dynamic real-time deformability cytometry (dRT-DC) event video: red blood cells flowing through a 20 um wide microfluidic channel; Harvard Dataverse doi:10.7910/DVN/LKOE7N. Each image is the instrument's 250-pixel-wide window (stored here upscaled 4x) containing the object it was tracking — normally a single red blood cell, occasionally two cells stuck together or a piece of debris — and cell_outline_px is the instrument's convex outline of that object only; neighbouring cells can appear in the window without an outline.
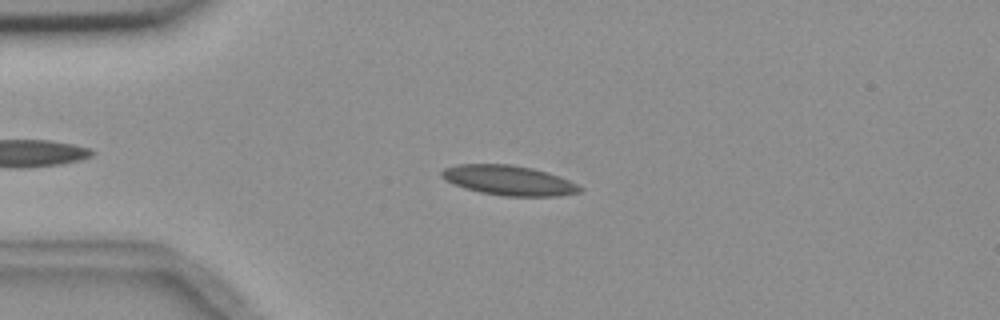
{"species": "common noctule bat (a hibernating species)", "species_latin": "Nyctalus noctula", "temperature_condition": "room temperature", "stored_images_in_passage": 5, "segment_of_instrument_passage": [1, 2], "camera_frame_rate_fps": 3000, "um_per_image_px": 0.085, "animal": {"sex": "female", "body_mass_g": 18.4}, "frame": {"image": 1, "passage_image": 3, "time_ms": 3.333, "image_size_px": [1000, 320], "cell_outline_px": [[584, 188], [580, 192], [560, 196], [504, 196], [480, 192], [464, 188], [452, 184], [444, 180], [440, 176], [440, 172], [444, 168], [456, 164], [512, 164], [532, 168], [568, 180]], "centroid_in_image_um": [43.18, 15.33], "position_along_channel_um": 41.8, "area_um2": 24.04}}